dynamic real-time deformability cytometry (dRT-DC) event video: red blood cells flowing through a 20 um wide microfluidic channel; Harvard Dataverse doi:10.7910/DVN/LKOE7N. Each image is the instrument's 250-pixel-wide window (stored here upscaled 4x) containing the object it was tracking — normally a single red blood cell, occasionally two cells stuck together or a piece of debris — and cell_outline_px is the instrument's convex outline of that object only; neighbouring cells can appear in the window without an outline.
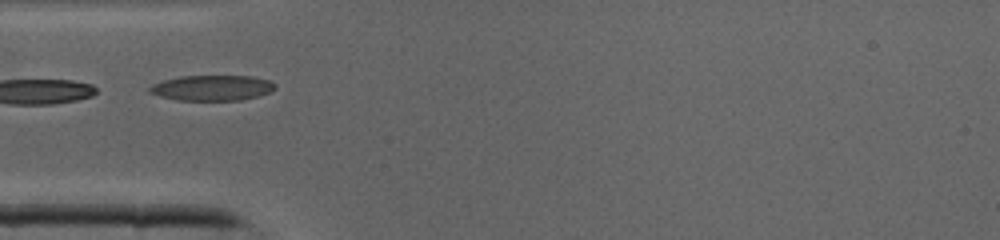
{"species": "common noctule bat (a hibernating species)", "species_latin": "Nyctalus noctula", "temperature_condition": "cold", "stored_images_in_passage": 29, "camera_frame_rate_fps": 3000, "um_per_image_px": 0.085, "animal": {"sex": "male", "body_mass_g": 19.0, "forearm_length_mm": 50.8}, "frame": {"image": 1, "passage_image": 1, "time_ms": 0.0, "image_size_px": [1000, 240], "cell_outline_px": [[276, 88], [272, 92], [260, 96], [240, 100], [176, 100], [160, 96], [148, 92], [148, 88], [152, 84], [164, 80], [180, 76], [252, 76], [268, 80], [276, 84]], "centroid_in_image_um": [18.05, 7.47], "position_along_channel_um": 67.0, "area_um2": 18.73}}